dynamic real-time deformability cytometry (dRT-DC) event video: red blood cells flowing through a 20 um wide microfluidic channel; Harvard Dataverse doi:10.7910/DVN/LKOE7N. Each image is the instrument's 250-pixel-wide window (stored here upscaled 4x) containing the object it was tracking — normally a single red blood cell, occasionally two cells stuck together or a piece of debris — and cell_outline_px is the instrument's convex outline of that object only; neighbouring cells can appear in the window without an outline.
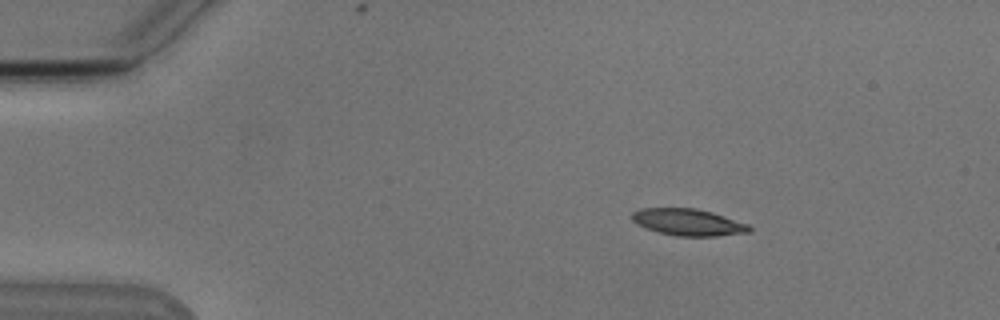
{"species": "Egyptian fruit bat (a non-hibernating species)", "species_latin": "Rousettus aegyptiacus", "temperature_condition": "cold", "stored_images_in_passage": 3, "camera_frame_rate_fps": 3000, "um_per_image_px": 0.085, "animal": {"sex": "male"}, "frame": {"image": 1, "passage_image": 1, "time_ms": 0.0, "image_size_px": [1000, 320], "cell_outline_px": [[752, 232], [716, 236], [676, 236], [660, 232], [636, 224], [632, 220], [632, 212], [640, 208], [696, 208], [712, 212], [748, 224], [752, 228]], "centroid_in_image_um": [58.51, 18.88], "position_along_channel_um": 26.5, "area_um2": 18.26}}